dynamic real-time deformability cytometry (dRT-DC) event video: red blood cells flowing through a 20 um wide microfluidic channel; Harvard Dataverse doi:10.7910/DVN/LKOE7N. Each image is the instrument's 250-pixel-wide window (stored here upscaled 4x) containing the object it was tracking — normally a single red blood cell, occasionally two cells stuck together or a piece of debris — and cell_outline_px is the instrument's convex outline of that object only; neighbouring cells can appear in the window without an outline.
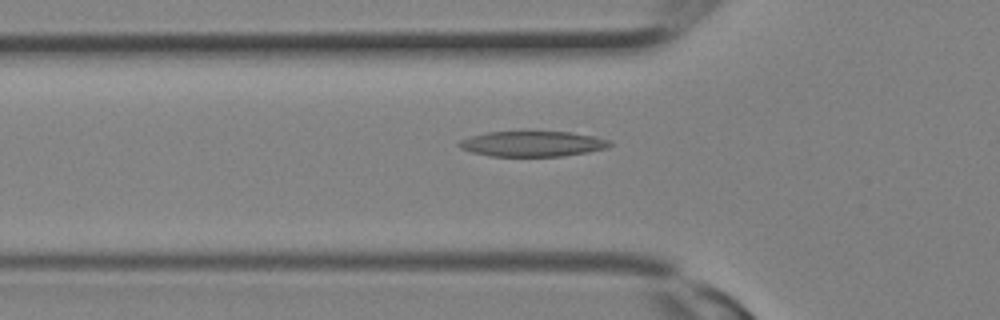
{"species": "Egyptian fruit bat (a non-hibernating species)", "species_latin": "Rousettus aegyptiacus", "temperature_condition": "room temperature", "stored_images_in_passage": 11, "camera_frame_rate_fps": 3000, "um_per_image_px": 0.085, "animal": {"sex": "female"}, "frame": {"image": 1, "passage_image": 5, "time_ms": 1.333, "image_size_px": [1000, 320], "cell_outline_px": [[612, 144], [608, 148], [588, 152], [560, 156], [492, 156], [472, 152], [460, 148], [456, 144], [460, 140], [472, 136], [488, 132], [524, 128], [572, 132], [592, 136], [608, 140]], "centroid_in_image_um": [45.23, 12.17], "position_along_channel_um": 80.6, "area_um2": 23.29}}
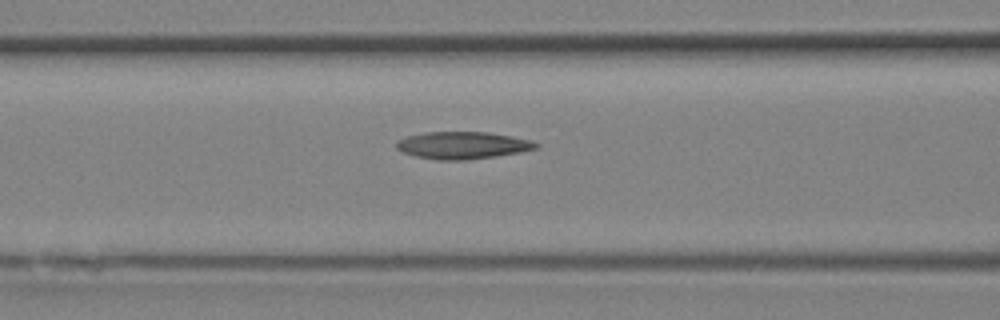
{"frame": {"image": 2, "passage_image": 7, "time_ms": 2.0, "image_size_px": [1000, 320], "cell_outline_px": [[540, 144], [536, 148], [520, 152], [496, 156], [468, 160], [436, 160], [416, 156], [404, 152], [396, 148], [396, 140], [408, 136], [424, 132], [488, 132], [512, 136], [532, 140]], "centroid_in_image_um": [39.33, 12.35], "position_along_channel_um": 127.3, "area_um2": 22.2}}
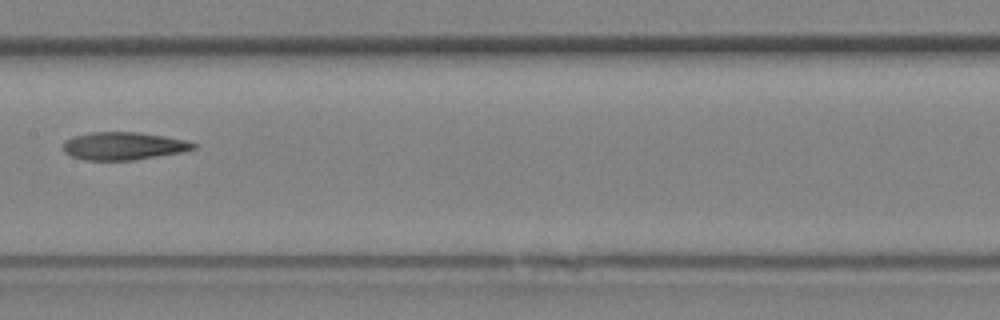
{"frame": {"image": 3, "passage_image": 10, "time_ms": 3.0, "image_size_px": [1000, 320], "cell_outline_px": [[196, 148], [184, 152], [132, 160], [84, 160], [72, 156], [64, 152], [64, 140], [72, 136], [92, 132], [136, 132], [164, 136], [184, 140], [196, 144]], "centroid_in_image_um": [10.48, 12.41], "position_along_channel_um": 196.9, "area_um2": 21.04}}